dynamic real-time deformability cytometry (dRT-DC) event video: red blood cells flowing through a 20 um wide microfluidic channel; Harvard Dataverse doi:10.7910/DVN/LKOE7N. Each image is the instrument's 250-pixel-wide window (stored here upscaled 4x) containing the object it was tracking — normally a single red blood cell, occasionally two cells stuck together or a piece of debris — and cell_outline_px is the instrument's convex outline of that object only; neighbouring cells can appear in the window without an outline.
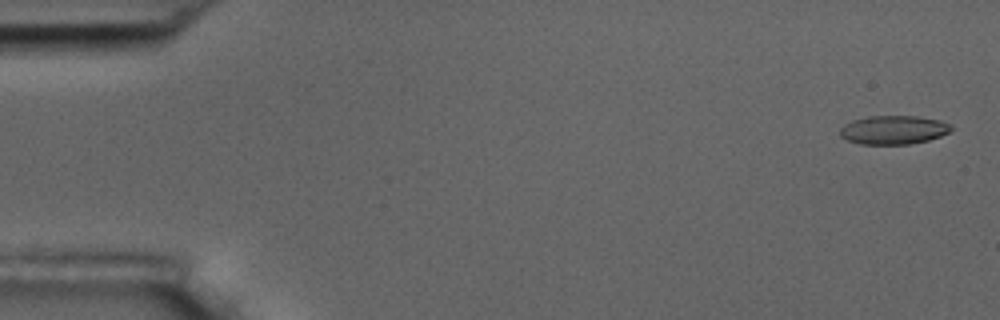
{"species": "common noctule bat (a hibernating species)", "species_latin": "Nyctalus noctula", "temperature_condition": "room temperature", "stored_images_in_passage": 5, "camera_frame_rate_fps": 3000, "um_per_image_px": 0.085, "animal": {"sex": "male", "body_mass_g": 17.5, "forearm_length_mm": 52.3}, "frame": {"image": 1, "passage_image": 1, "time_ms": 0.0, "image_size_px": [1000, 320], "cell_outline_px": [[952, 128], [948, 132], [940, 136], [928, 140], [908, 144], [860, 144], [848, 140], [840, 136], [840, 128], [844, 124], [852, 120], [868, 116], [916, 116], [940, 120], [952, 124]], "centroid_in_image_um": [75.94, 11.03], "position_along_channel_um": 9.1, "area_um2": 18.61}}
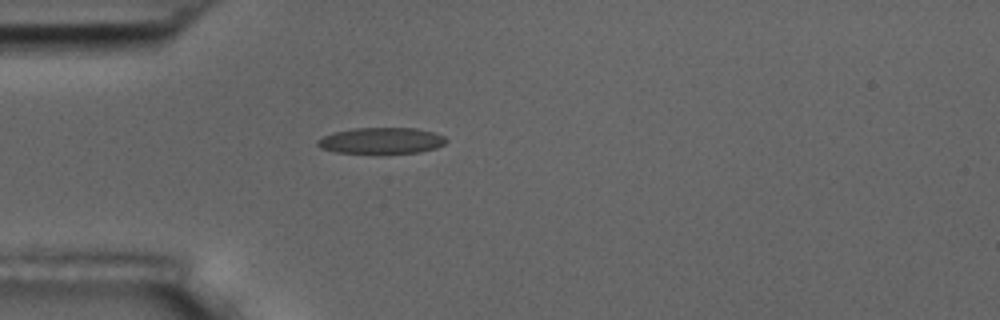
{"frame": {"image": 2, "passage_image": 5, "time_ms": 4.667, "image_size_px": [1000, 320], "cell_outline_px": [[448, 140], [444, 144], [436, 148], [420, 152], [336, 152], [320, 148], [316, 144], [316, 140], [332, 132], [356, 128], [416, 128], [436, 132], [444, 136]], "centroid_in_image_um": [32.43, 11.93], "position_along_channel_um": 52.6, "area_um2": 19.42}}